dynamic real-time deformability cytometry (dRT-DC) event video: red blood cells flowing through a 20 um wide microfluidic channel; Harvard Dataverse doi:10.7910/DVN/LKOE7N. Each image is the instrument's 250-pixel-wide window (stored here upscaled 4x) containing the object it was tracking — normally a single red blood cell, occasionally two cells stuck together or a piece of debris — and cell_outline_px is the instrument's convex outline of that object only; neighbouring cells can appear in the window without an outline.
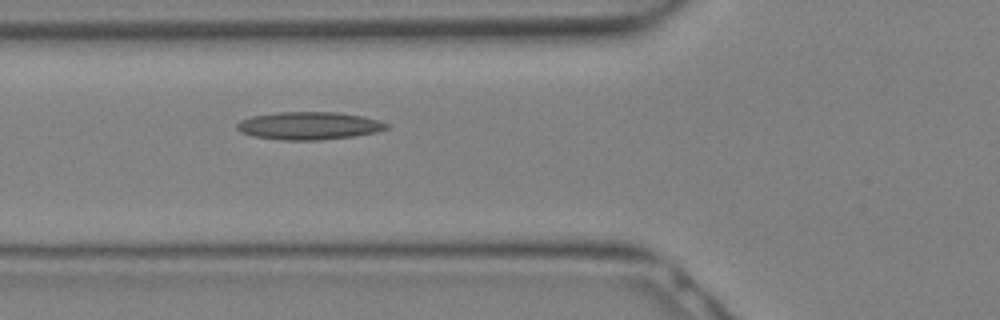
{"species": "Egyptian fruit bat (a non-hibernating species)", "species_latin": "Rousettus aegyptiacus", "temperature_condition": "warm", "stored_images_in_passage": 3, "camera_frame_rate_fps": 3000, "um_per_image_px": 0.085, "animal": {"sex": "female"}, "frame": {"image": 1, "passage_image": 3, "time_ms": 0.667, "image_size_px": [1000, 320], "cell_outline_px": [[388, 128], [376, 132], [356, 136], [320, 140], [280, 140], [252, 136], [240, 132], [236, 128], [236, 124], [240, 120], [252, 116], [276, 112], [336, 112], [364, 116], [380, 120], [388, 124]], "centroid_in_image_um": [26.26, 10.69], "position_along_channel_um": 99.5, "area_um2": 24.45}}